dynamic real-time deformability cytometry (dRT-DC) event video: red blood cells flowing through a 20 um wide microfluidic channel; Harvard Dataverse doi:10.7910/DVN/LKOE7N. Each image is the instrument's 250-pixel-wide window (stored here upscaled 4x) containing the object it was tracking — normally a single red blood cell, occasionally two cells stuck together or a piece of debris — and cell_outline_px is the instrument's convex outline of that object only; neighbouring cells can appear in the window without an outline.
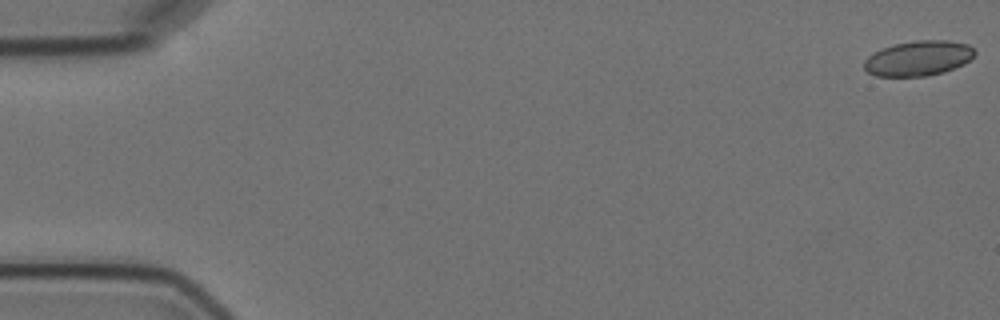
{"species": "Egyptian fruit bat (a non-hibernating species)", "species_latin": "Rousettus aegyptiacus", "temperature_condition": "cold", "stored_images_in_passage": 7, "camera_frame_rate_fps": 3000, "um_per_image_px": 0.085, "animal": {"sex": "female"}, "frame": {"image": 1, "passage_image": 1, "time_ms": 0.0, "image_size_px": [1000, 320], "cell_outline_px": [[976, 52], [964, 64], [944, 72], [928, 76], [876, 76], [868, 72], [864, 68], [864, 60], [872, 52], [896, 44], [916, 40], [948, 40], [968, 44]], "centroid_in_image_um": [78.05, 4.95], "position_along_channel_um": 6.9, "area_um2": 22.54}}
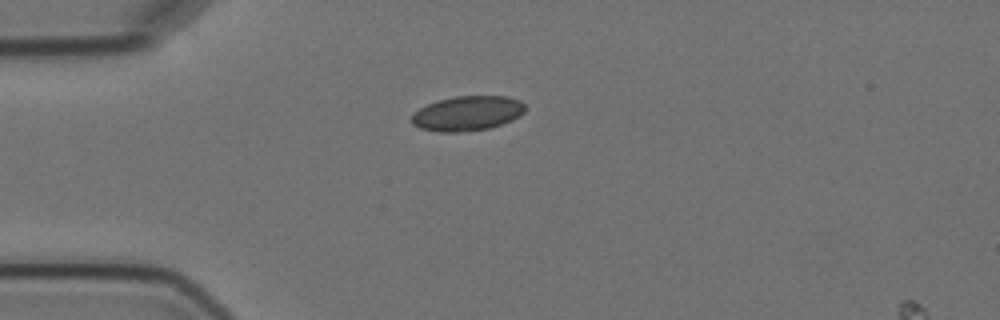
{"frame": {"image": 2, "passage_image": 5, "time_ms": 4.667, "image_size_px": [1000, 320], "cell_outline_px": [[528, 108], [520, 116], [512, 120], [488, 128], [456, 132], [440, 132], [420, 128], [412, 124], [412, 116], [420, 108], [428, 104], [440, 100], [456, 96], [508, 96], [520, 100]], "centroid_in_image_um": [39.77, 9.63], "position_along_channel_um": 45.2, "area_um2": 22.83}}
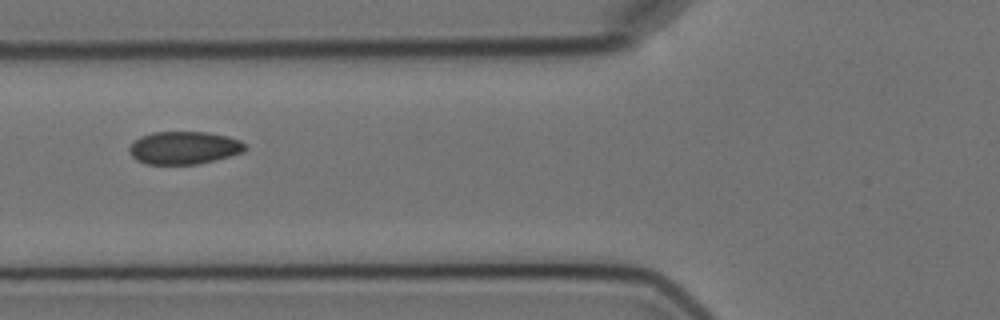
{"frame": {"image": 3, "passage_image": 7, "time_ms": 7.0, "image_size_px": [1000, 320], "cell_outline_px": [[248, 148], [244, 152], [216, 160], [196, 164], [148, 164], [136, 160], [132, 156], [128, 148], [140, 136], [152, 132], [208, 132], [228, 136], [240, 140]], "centroid_in_image_um": [15.67, 12.56], "position_along_channel_um": 110.1, "area_um2": 22.2}}